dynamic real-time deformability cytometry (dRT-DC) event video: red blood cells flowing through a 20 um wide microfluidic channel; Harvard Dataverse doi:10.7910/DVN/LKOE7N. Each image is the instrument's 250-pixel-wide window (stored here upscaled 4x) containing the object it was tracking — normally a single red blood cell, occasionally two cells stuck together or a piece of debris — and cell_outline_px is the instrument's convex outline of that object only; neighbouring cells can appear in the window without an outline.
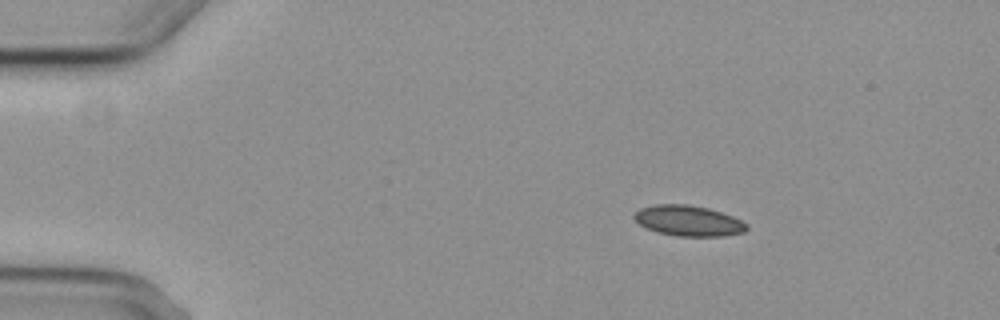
{"species": "common noctule bat (a hibernating species)", "species_latin": "Nyctalus noctula", "temperature_condition": "cold", "stored_images_in_passage": 6, "camera_frame_rate_fps": 3000, "um_per_image_px": 0.085, "animal": {"sex": "female", "body_mass_g": 29.2, "forearm_length_mm": 56.3}, "frame": {"image": 1, "passage_image": 1, "time_ms": 0.0, "image_size_px": [1000, 320], "cell_outline_px": [[748, 228], [744, 232], [724, 236], [676, 236], [656, 232], [640, 224], [632, 216], [640, 208], [656, 204], [684, 204], [708, 208], [732, 216], [748, 224]], "centroid_in_image_um": [58.52, 18.77], "position_along_channel_um": 26.5, "area_um2": 19.94}}
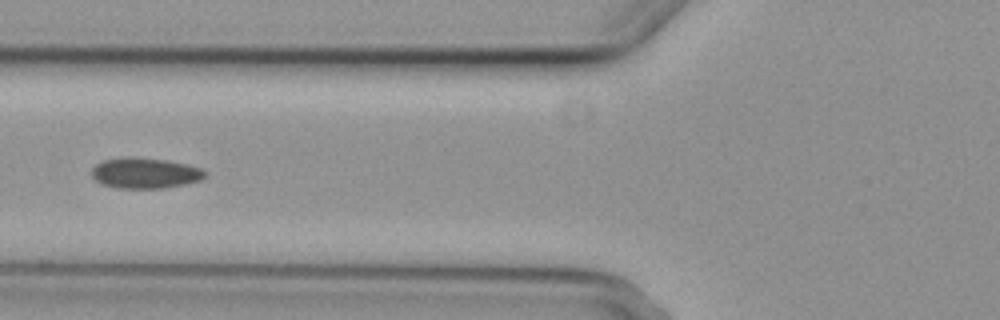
{"frame": {"image": 2, "passage_image": 4, "time_ms": 4.333, "image_size_px": [1000, 320], "cell_outline_px": [[208, 176], [200, 180], [184, 184], [164, 188], [116, 188], [100, 184], [92, 176], [92, 168], [96, 164], [104, 160], [124, 156], [132, 156], [168, 160], [188, 164], [200, 168], [208, 172]], "centroid_in_image_um": [12.34, 14.7], "position_along_channel_um": 113.5, "area_um2": 20.58}}
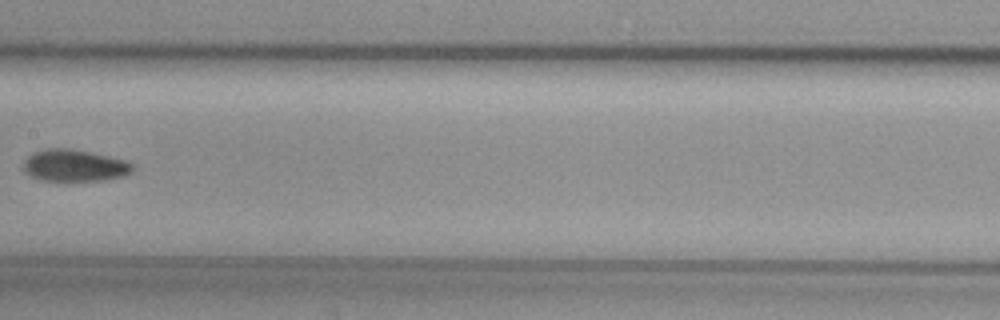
{"frame": {"image": 3, "passage_image": 6, "time_ms": 6.667, "image_size_px": [1000, 320], "cell_outline_px": [[136, 168], [132, 172], [124, 176], [104, 180], [40, 180], [24, 172], [24, 160], [32, 152], [44, 148], [68, 148], [92, 152], [124, 160], [132, 164]], "centroid_in_image_um": [6.33, 14.05], "position_along_channel_um": 201.1, "area_um2": 20.35}}